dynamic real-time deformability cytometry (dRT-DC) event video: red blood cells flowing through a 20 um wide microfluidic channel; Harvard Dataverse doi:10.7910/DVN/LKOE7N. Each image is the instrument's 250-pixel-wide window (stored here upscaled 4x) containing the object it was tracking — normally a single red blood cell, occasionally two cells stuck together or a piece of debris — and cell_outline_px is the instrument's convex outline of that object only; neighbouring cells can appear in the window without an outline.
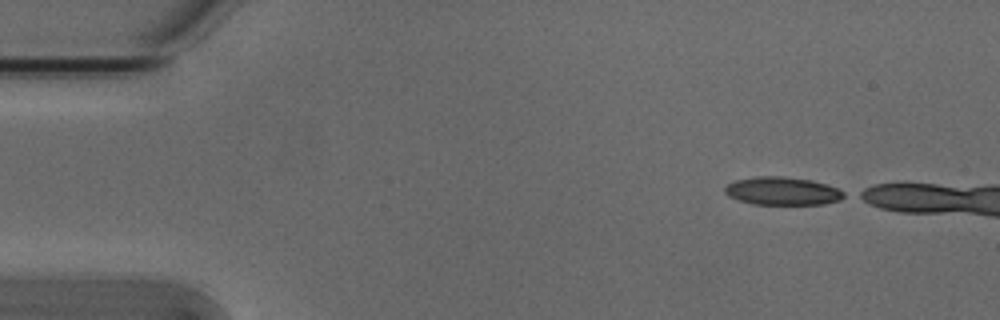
{"species": "Egyptian fruit bat (a non-hibernating species)", "species_latin": "Rousettus aegyptiacus", "temperature_condition": "cold", "stored_images_in_passage": 9, "camera_frame_rate_fps": 3000, "um_per_image_px": 0.085, "animal": {"sex": "male"}, "frame": {"image": 1, "passage_image": 1, "time_ms": 0.0, "image_size_px": [1000, 320], "cell_outline_px": [[848, 196], [840, 200], [824, 204], [752, 204], [728, 196], [724, 192], [724, 188], [728, 184], [736, 180], [756, 176], [780, 176], [812, 180], [836, 188], [844, 192]], "centroid_in_image_um": [66.51, 16.24], "position_along_channel_um": 18.5, "area_um2": 19.42}}